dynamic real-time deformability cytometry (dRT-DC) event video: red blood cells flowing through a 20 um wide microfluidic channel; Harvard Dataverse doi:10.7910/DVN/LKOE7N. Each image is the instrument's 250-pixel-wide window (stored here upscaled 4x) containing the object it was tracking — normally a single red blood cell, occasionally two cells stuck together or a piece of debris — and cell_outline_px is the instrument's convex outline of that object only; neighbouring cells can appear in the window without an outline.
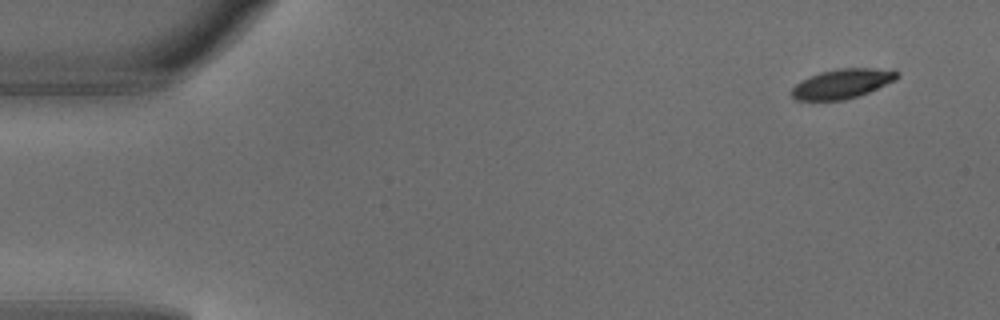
{"species": "common noctule bat (a hibernating species)", "species_latin": "Nyctalus noctula", "temperature_condition": "warm", "stored_images_in_passage": 4, "camera_frame_rate_fps": 3000, "um_per_image_px": 0.085, "animal": {"sex": "male", "body_mass_g": 18.8}, "frame": {"image": 1, "passage_image": 1, "time_ms": 0.0, "image_size_px": [1000, 320], "cell_outline_px": [[900, 76], [896, 80], [868, 92], [844, 100], [796, 100], [792, 96], [792, 88], [800, 80], [820, 72], [840, 68], [896, 68], [900, 72]], "centroid_in_image_um": [71.66, 7.09], "position_along_channel_um": 13.3, "area_um2": 18.32}}
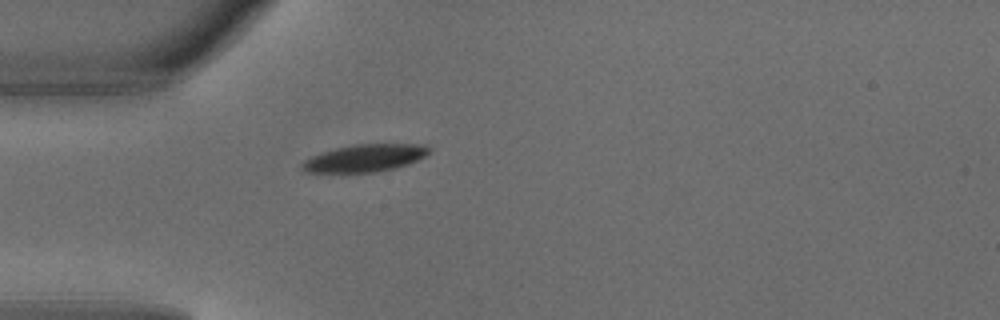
{"frame": {"image": 2, "passage_image": 4, "time_ms": 1.0, "image_size_px": [1000, 320], "cell_outline_px": [[432, 148], [424, 156], [408, 164], [396, 168], [372, 172], [304, 172], [300, 168], [300, 164], [304, 160], [312, 156], [336, 148], [352, 144], [424, 144]], "centroid_in_image_um": [31.0, 13.43], "position_along_channel_um": 54.0, "area_um2": 20.17}}